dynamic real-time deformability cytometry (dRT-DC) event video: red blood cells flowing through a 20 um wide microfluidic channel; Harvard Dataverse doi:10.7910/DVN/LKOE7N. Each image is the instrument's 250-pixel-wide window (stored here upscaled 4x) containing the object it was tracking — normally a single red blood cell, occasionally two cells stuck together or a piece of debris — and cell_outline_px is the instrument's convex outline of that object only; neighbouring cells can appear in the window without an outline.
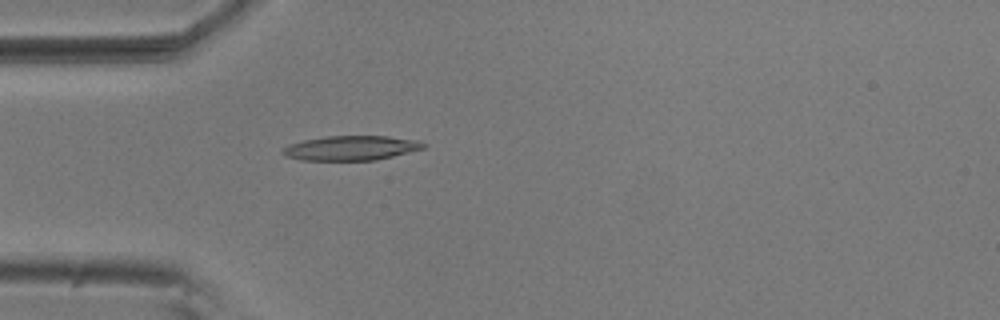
{"species": "common noctule bat (a hibernating species)", "species_latin": "Nyctalus noctula", "temperature_condition": "room temperature", "stored_images_in_passage": 41, "camera_frame_rate_fps": 3000, "um_per_image_px": 0.085, "animal": {"sex": "male", "body_mass_g": 20.5, "forearm_length_mm": 52.5}, "frame": {"image": 1, "passage_image": 15, "time_ms": 4.667, "image_size_px": [1000, 320], "cell_outline_px": [[428, 144], [424, 148], [376, 160], [300, 160], [284, 156], [280, 152], [288, 144], [304, 140], [328, 136], [388, 136], [420, 140]], "centroid_in_image_um": [29.84, 12.58], "position_along_channel_um": 55.2, "area_um2": 20.23}}
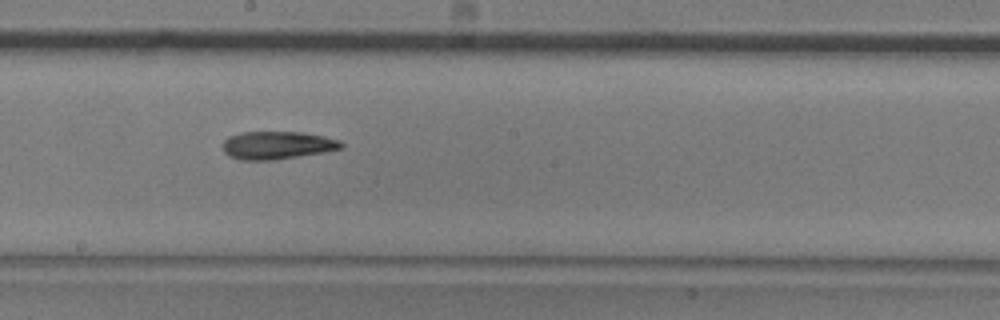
{"frame": {"image": 2, "passage_image": 29, "time_ms": 9.333, "image_size_px": [1000, 320], "cell_outline_px": [[344, 148], [324, 152], [272, 160], [240, 160], [228, 156], [224, 152], [224, 140], [228, 136], [240, 132], [300, 132], [324, 136], [340, 140], [344, 144]], "centroid_in_image_um": [23.56, 12.34], "position_along_channel_um": 224.6, "area_um2": 19.31}}
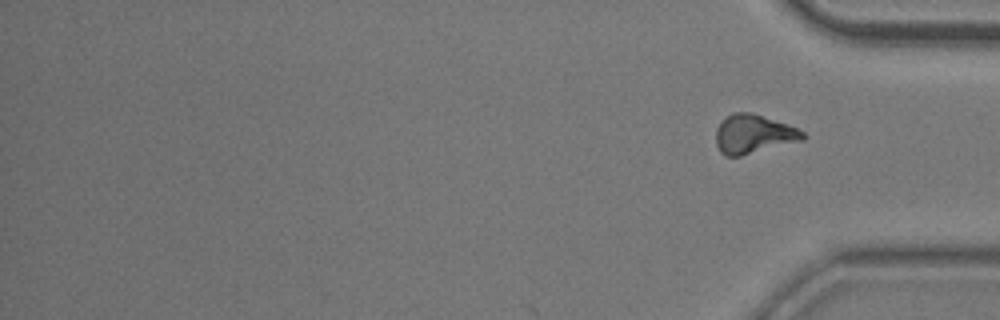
{"frame": {"image": 3, "passage_image": 41, "time_ms": 13.333, "image_size_px": [1000, 320], "cell_outline_px": [[808, 136], [804, 140], [740, 156], [724, 156], [720, 152], [716, 144], [716, 128], [732, 112], [752, 112], [796, 128], [804, 132]], "centroid_in_image_um": [64.05, 11.41], "position_along_channel_um": 371.2, "area_um2": 19.59}}